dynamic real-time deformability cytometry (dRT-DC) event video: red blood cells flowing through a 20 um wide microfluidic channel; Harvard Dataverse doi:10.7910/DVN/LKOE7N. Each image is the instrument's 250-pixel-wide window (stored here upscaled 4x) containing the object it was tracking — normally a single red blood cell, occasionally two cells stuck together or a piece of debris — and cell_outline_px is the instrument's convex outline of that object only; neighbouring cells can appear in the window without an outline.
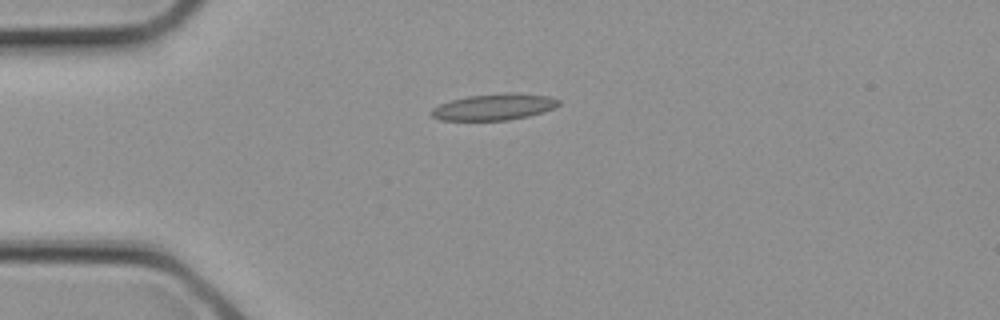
{"species": "common noctule bat (a hibernating species)", "species_latin": "Nyctalus noctula", "temperature_condition": "cold", "stored_images_in_passage": 3, "camera_frame_rate_fps": 3000, "um_per_image_px": 0.085, "animal": {"sex": "female", "body_mass_g": 21.9}, "frame": {"image": 1, "passage_image": 3, "time_ms": 0.667, "image_size_px": [1000, 320], "cell_outline_px": [[560, 104], [544, 112], [528, 116], [508, 120], [440, 120], [432, 116], [432, 108], [440, 104], [452, 100], [468, 96], [548, 96], [560, 100]], "centroid_in_image_um": [41.94, 9.15], "position_along_channel_um": 43.1, "area_um2": 18.21}}